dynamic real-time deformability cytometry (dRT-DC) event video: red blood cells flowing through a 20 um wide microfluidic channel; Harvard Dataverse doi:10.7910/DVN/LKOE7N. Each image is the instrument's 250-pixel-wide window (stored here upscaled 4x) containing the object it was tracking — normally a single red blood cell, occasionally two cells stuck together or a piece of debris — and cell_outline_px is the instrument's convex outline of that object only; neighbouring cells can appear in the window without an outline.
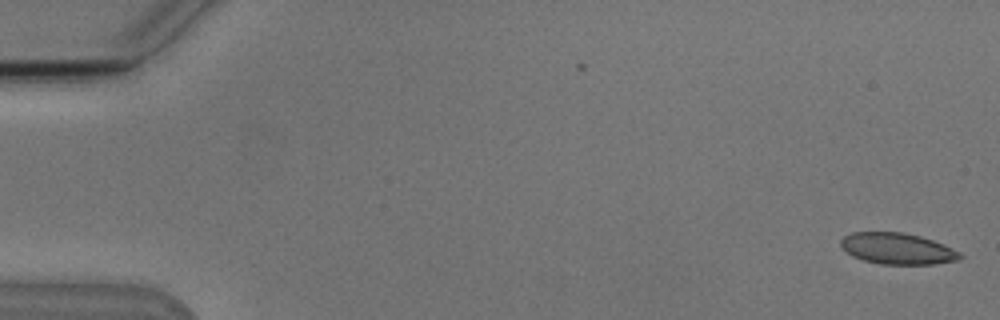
{"species": "Egyptian fruit bat (a non-hibernating species)", "species_latin": "Rousettus aegyptiacus", "temperature_condition": "cold", "stored_images_in_passage": 54, "camera_frame_rate_fps": 3000, "um_per_image_px": 0.085, "animal": {"sex": "male"}, "frame": {"image": 1, "passage_image": 1, "time_ms": 0.0, "image_size_px": [1000, 320], "cell_outline_px": [[964, 256], [960, 260], [932, 264], [880, 264], [864, 260], [852, 256], [840, 244], [840, 240], [844, 236], [852, 232], [900, 232], [920, 236], [944, 244], [960, 252]], "centroid_in_image_um": [76.31, 21.13], "position_along_channel_um": 8.7, "area_um2": 21.68}}
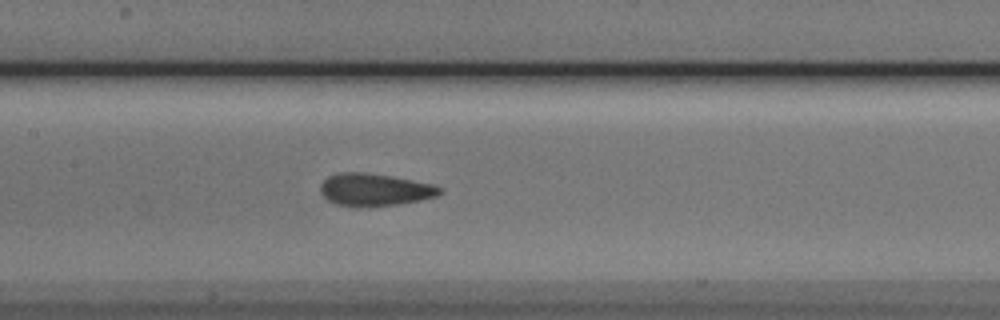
{"frame": {"image": 2, "passage_image": 26, "time_ms": 8.333, "image_size_px": [1000, 320], "cell_outline_px": [[444, 192], [436, 196], [420, 200], [396, 204], [368, 208], [360, 208], [336, 204], [328, 200], [320, 192], [320, 184], [328, 176], [340, 172], [368, 172], [392, 176], [432, 184], [444, 188]], "centroid_in_image_um": [31.84, 16.13], "position_along_channel_um": 175.6, "area_um2": 22.95}}
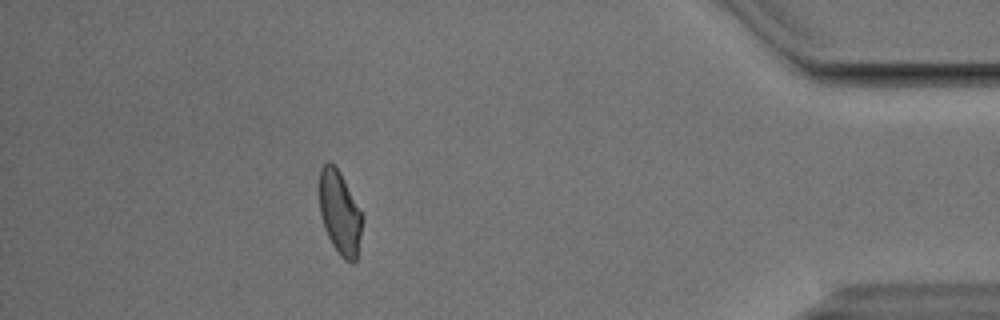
{"frame": {"image": 3, "passage_image": 48, "time_ms": 15.667, "image_size_px": [1000, 320], "cell_outline_px": [[360, 236], [356, 260], [352, 264], [344, 260], [340, 256], [332, 244], [324, 228], [320, 212], [320, 168], [328, 160], [340, 172], [360, 212]], "centroid_in_image_um": [28.84, 18.11], "position_along_channel_um": 406.4, "area_um2": 20.17}, "authors_computed_cell_mechanics": {"area_um2": 22.1085, "velocity_mm_per_s": 3.8003, "shape_relaxation_time_tau1_ms": 7.193, "shape_relaxation_time_tau2_ms": 1.1923, "deformation_change_tau1": 0.1318, "deformation_change_tau2": 0.0561}}